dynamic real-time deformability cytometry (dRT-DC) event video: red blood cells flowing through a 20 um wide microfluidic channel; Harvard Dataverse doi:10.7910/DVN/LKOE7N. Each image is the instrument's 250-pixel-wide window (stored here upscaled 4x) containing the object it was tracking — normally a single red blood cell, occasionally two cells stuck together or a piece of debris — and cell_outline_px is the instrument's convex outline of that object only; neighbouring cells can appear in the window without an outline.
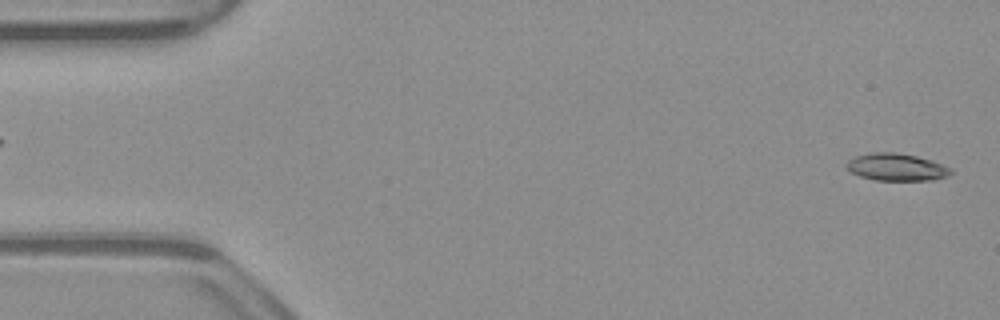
{"species": "common noctule bat (a hibernating species)", "species_latin": "Nyctalus noctula", "temperature_condition": "warm", "stored_images_in_passage": 52, "camera_frame_rate_fps": 3000, "um_per_image_px": 0.085, "animal": {"sex": "male", "body_mass_g": 23.1, "forearm_length_mm": 52.7}, "frame": {"image": 1, "passage_image": 1, "time_ms": 0.0, "image_size_px": [1000, 320], "cell_outline_px": [[952, 172], [948, 176], [932, 180], [876, 180], [860, 176], [852, 172], [848, 168], [848, 160], [856, 156], [868, 152], [896, 152], [916, 156], [932, 160], [952, 168]], "centroid_in_image_um": [76.23, 14.2], "position_along_channel_um": 8.8, "area_um2": 16.53}}
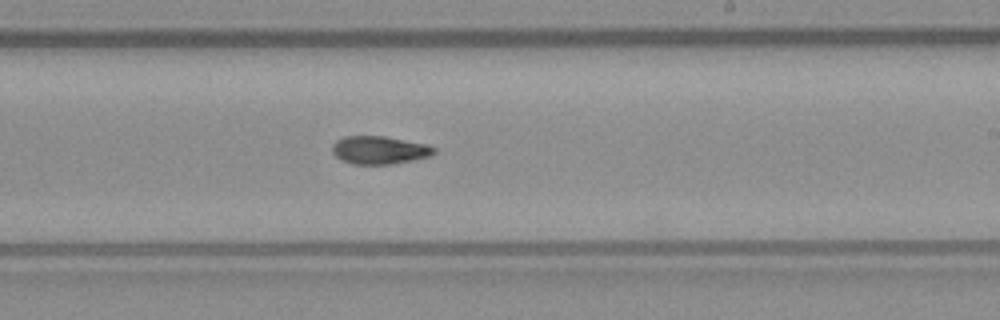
{"frame": {"image": 2, "passage_image": 30, "time_ms": 9.667, "image_size_px": [1000, 320], "cell_outline_px": [[436, 152], [432, 156], [392, 164], [352, 164], [336, 156], [332, 152], [332, 144], [336, 140], [344, 136], [384, 136], [428, 144], [436, 148]], "centroid_in_image_um": [32.28, 12.75], "position_along_channel_um": 256.7, "area_um2": 16.7}}
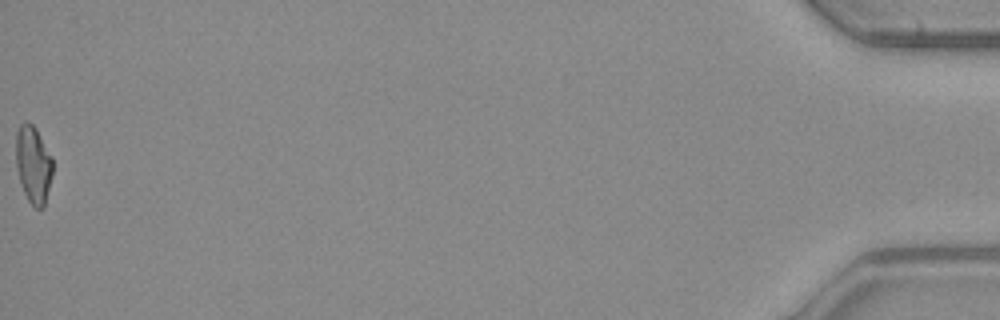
{"frame": {"image": 3, "passage_image": 52, "time_ms": 17.0, "image_size_px": [1000, 320], "cell_outline_px": [[52, 176], [44, 208], [36, 208], [28, 200], [20, 184], [16, 164], [16, 132], [20, 124], [28, 120], [36, 128], [52, 156]], "centroid_in_image_um": [2.83, 13.96], "position_along_channel_um": 432.4, "area_um2": 16.7}, "authors_computed_cell_mechanics": {"area_um2": 16.7042, "velocity_mm_per_s": 3.9327, "shape_relaxation_time_tau1_ms": null, "shape_relaxation_time_tau2_ms": 7.6544, "deformation_change_tau1": null, "deformation_change_tau2": 0.1638}}